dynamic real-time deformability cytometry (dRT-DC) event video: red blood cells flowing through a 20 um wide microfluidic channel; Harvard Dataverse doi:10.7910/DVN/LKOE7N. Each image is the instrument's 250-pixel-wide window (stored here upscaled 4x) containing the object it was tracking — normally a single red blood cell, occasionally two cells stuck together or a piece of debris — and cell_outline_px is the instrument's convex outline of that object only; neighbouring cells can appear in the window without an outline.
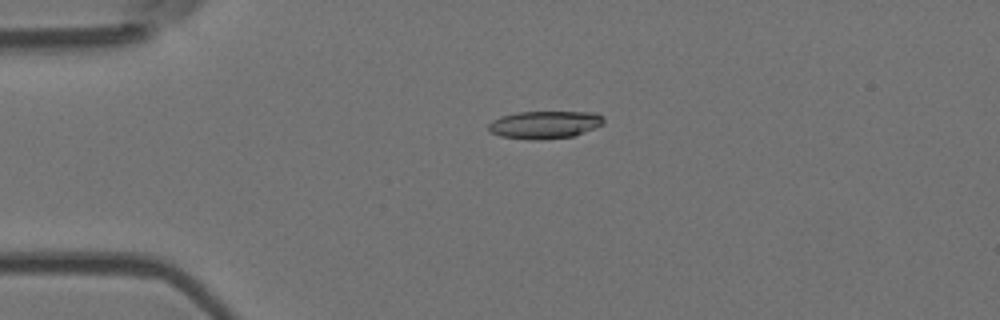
{"species": "Egyptian fruit bat (a non-hibernating species)", "species_latin": "Rousettus aegyptiacus", "temperature_condition": "room temperature", "stored_images_in_passage": 53, "camera_frame_rate_fps": 3000, "um_per_image_px": 0.085, "animal": {"sex": "female"}, "frame": {"image": 1, "passage_image": 13, "time_ms": 4.0, "image_size_px": [1000, 320], "cell_outline_px": [[604, 124], [572, 136], [544, 140], [532, 140], [500, 136], [488, 132], [488, 124], [492, 120], [500, 116], [520, 112], [596, 112], [604, 116]], "centroid_in_image_um": [46.28, 10.6], "position_along_channel_um": 38.7, "area_um2": 18.73}}
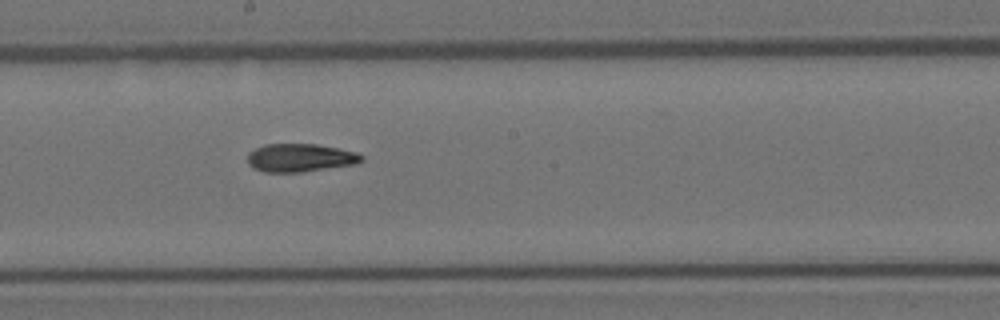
{"frame": {"image": 2, "passage_image": 30, "time_ms": 9.667, "image_size_px": [1000, 320], "cell_outline_px": [[364, 160], [356, 164], [300, 172], [264, 172], [252, 168], [248, 164], [248, 152], [264, 144], [316, 144], [340, 148], [356, 152], [364, 156]], "centroid_in_image_um": [25.52, 13.41], "position_along_channel_um": 222.7, "area_um2": 18.84}}
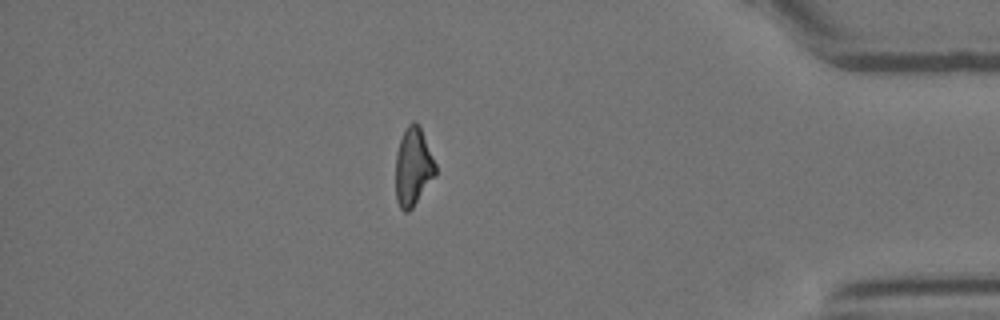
{"frame": {"image": 3, "passage_image": 47, "time_ms": 15.333, "image_size_px": [1000, 320], "cell_outline_px": [[436, 176], [412, 208], [408, 212], [404, 212], [400, 208], [396, 200], [396, 152], [400, 140], [408, 124], [412, 120], [416, 120], [420, 124], [436, 164]], "centroid_in_image_um": [35.13, 14.16], "position_along_channel_um": 400.1, "area_um2": 18.44}}